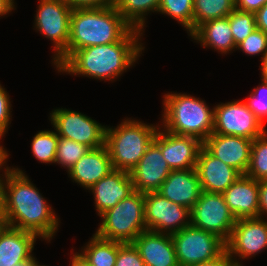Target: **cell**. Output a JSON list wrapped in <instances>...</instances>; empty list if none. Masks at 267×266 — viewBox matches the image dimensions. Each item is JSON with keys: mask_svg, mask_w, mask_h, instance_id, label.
Wrapping results in <instances>:
<instances>
[{"mask_svg": "<svg viewBox=\"0 0 267 266\" xmlns=\"http://www.w3.org/2000/svg\"><path fill=\"white\" fill-rule=\"evenodd\" d=\"M5 225L35 233L50 242L60 220L25 172L12 167L3 178Z\"/></svg>", "mask_w": 267, "mask_h": 266, "instance_id": "6da1fadb", "label": "cell"}, {"mask_svg": "<svg viewBox=\"0 0 267 266\" xmlns=\"http://www.w3.org/2000/svg\"><path fill=\"white\" fill-rule=\"evenodd\" d=\"M143 32L133 28L121 41L75 50L56 70L113 82L139 60Z\"/></svg>", "mask_w": 267, "mask_h": 266, "instance_id": "7a4b0ae2", "label": "cell"}, {"mask_svg": "<svg viewBox=\"0 0 267 266\" xmlns=\"http://www.w3.org/2000/svg\"><path fill=\"white\" fill-rule=\"evenodd\" d=\"M132 29L114 6L73 9L67 50L52 65L57 69L75 50L121 41Z\"/></svg>", "mask_w": 267, "mask_h": 266, "instance_id": "3957f363", "label": "cell"}, {"mask_svg": "<svg viewBox=\"0 0 267 266\" xmlns=\"http://www.w3.org/2000/svg\"><path fill=\"white\" fill-rule=\"evenodd\" d=\"M163 123L160 125L166 131L195 137L204 142L214 128V108L205 100L190 94L168 92L163 97Z\"/></svg>", "mask_w": 267, "mask_h": 266, "instance_id": "277c9868", "label": "cell"}, {"mask_svg": "<svg viewBox=\"0 0 267 266\" xmlns=\"http://www.w3.org/2000/svg\"><path fill=\"white\" fill-rule=\"evenodd\" d=\"M157 125L125 118L114 128L107 126L105 145L113 168L130 172L152 144L160 127Z\"/></svg>", "mask_w": 267, "mask_h": 266, "instance_id": "5b68a950", "label": "cell"}, {"mask_svg": "<svg viewBox=\"0 0 267 266\" xmlns=\"http://www.w3.org/2000/svg\"><path fill=\"white\" fill-rule=\"evenodd\" d=\"M144 209L145 194L134 190L127 198L99 216L102 221L95 234L105 240L132 243L147 230Z\"/></svg>", "mask_w": 267, "mask_h": 266, "instance_id": "8992f818", "label": "cell"}, {"mask_svg": "<svg viewBox=\"0 0 267 266\" xmlns=\"http://www.w3.org/2000/svg\"><path fill=\"white\" fill-rule=\"evenodd\" d=\"M179 266H192L216 259L226 250L217 235L191 224L171 234Z\"/></svg>", "mask_w": 267, "mask_h": 266, "instance_id": "52a82bcc", "label": "cell"}, {"mask_svg": "<svg viewBox=\"0 0 267 266\" xmlns=\"http://www.w3.org/2000/svg\"><path fill=\"white\" fill-rule=\"evenodd\" d=\"M34 29L53 43L52 64L67 50L73 9L65 0H39Z\"/></svg>", "mask_w": 267, "mask_h": 266, "instance_id": "ba28073f", "label": "cell"}, {"mask_svg": "<svg viewBox=\"0 0 267 266\" xmlns=\"http://www.w3.org/2000/svg\"><path fill=\"white\" fill-rule=\"evenodd\" d=\"M49 117L59 137L71 139L90 149L105 145L107 126L95 119L66 108L52 110Z\"/></svg>", "mask_w": 267, "mask_h": 266, "instance_id": "9c48e42d", "label": "cell"}, {"mask_svg": "<svg viewBox=\"0 0 267 266\" xmlns=\"http://www.w3.org/2000/svg\"><path fill=\"white\" fill-rule=\"evenodd\" d=\"M236 218L223 194L203 191L190 210V224L217 235L225 243L230 239Z\"/></svg>", "mask_w": 267, "mask_h": 266, "instance_id": "30bf717a", "label": "cell"}, {"mask_svg": "<svg viewBox=\"0 0 267 266\" xmlns=\"http://www.w3.org/2000/svg\"><path fill=\"white\" fill-rule=\"evenodd\" d=\"M213 108V133L254 140L267 131L266 126L260 122L243 100L220 103Z\"/></svg>", "mask_w": 267, "mask_h": 266, "instance_id": "8fae6325", "label": "cell"}, {"mask_svg": "<svg viewBox=\"0 0 267 266\" xmlns=\"http://www.w3.org/2000/svg\"><path fill=\"white\" fill-rule=\"evenodd\" d=\"M264 218L236 220L230 239L225 243L226 251L236 266H243L242 259H251L267 249V220Z\"/></svg>", "mask_w": 267, "mask_h": 266, "instance_id": "7c38bea8", "label": "cell"}, {"mask_svg": "<svg viewBox=\"0 0 267 266\" xmlns=\"http://www.w3.org/2000/svg\"><path fill=\"white\" fill-rule=\"evenodd\" d=\"M147 230L173 234L190 225V209L173 203L158 192L145 193Z\"/></svg>", "mask_w": 267, "mask_h": 266, "instance_id": "4fadbf2b", "label": "cell"}, {"mask_svg": "<svg viewBox=\"0 0 267 266\" xmlns=\"http://www.w3.org/2000/svg\"><path fill=\"white\" fill-rule=\"evenodd\" d=\"M153 142L160 148L163 158L172 170H187L196 167L203 142L195 137L170 133L159 127Z\"/></svg>", "mask_w": 267, "mask_h": 266, "instance_id": "5bb4252c", "label": "cell"}, {"mask_svg": "<svg viewBox=\"0 0 267 266\" xmlns=\"http://www.w3.org/2000/svg\"><path fill=\"white\" fill-rule=\"evenodd\" d=\"M171 171L160 148L152 142L139 163L129 173L134 190L145 194L157 192Z\"/></svg>", "mask_w": 267, "mask_h": 266, "instance_id": "9a60e30c", "label": "cell"}, {"mask_svg": "<svg viewBox=\"0 0 267 266\" xmlns=\"http://www.w3.org/2000/svg\"><path fill=\"white\" fill-rule=\"evenodd\" d=\"M252 141L241 136L212 133L203 146L213 156L244 175L250 163Z\"/></svg>", "mask_w": 267, "mask_h": 266, "instance_id": "2e32d148", "label": "cell"}, {"mask_svg": "<svg viewBox=\"0 0 267 266\" xmlns=\"http://www.w3.org/2000/svg\"><path fill=\"white\" fill-rule=\"evenodd\" d=\"M196 172L201 189L222 194L241 175L236 169L213 156L204 146L199 151Z\"/></svg>", "mask_w": 267, "mask_h": 266, "instance_id": "e0dca14e", "label": "cell"}, {"mask_svg": "<svg viewBox=\"0 0 267 266\" xmlns=\"http://www.w3.org/2000/svg\"><path fill=\"white\" fill-rule=\"evenodd\" d=\"M88 190L92 192L95 210L100 216L127 198L134 187L129 172L114 169Z\"/></svg>", "mask_w": 267, "mask_h": 266, "instance_id": "ac0fdd59", "label": "cell"}, {"mask_svg": "<svg viewBox=\"0 0 267 266\" xmlns=\"http://www.w3.org/2000/svg\"><path fill=\"white\" fill-rule=\"evenodd\" d=\"M222 194L236 219L259 217V181L240 175Z\"/></svg>", "mask_w": 267, "mask_h": 266, "instance_id": "d6986e66", "label": "cell"}, {"mask_svg": "<svg viewBox=\"0 0 267 266\" xmlns=\"http://www.w3.org/2000/svg\"><path fill=\"white\" fill-rule=\"evenodd\" d=\"M132 244L145 266H179L170 234L146 230Z\"/></svg>", "mask_w": 267, "mask_h": 266, "instance_id": "ffe728a7", "label": "cell"}, {"mask_svg": "<svg viewBox=\"0 0 267 266\" xmlns=\"http://www.w3.org/2000/svg\"><path fill=\"white\" fill-rule=\"evenodd\" d=\"M157 192L191 210L202 192L196 169L172 170Z\"/></svg>", "mask_w": 267, "mask_h": 266, "instance_id": "44dd1931", "label": "cell"}, {"mask_svg": "<svg viewBox=\"0 0 267 266\" xmlns=\"http://www.w3.org/2000/svg\"><path fill=\"white\" fill-rule=\"evenodd\" d=\"M114 170L106 145L90 149L67 172L73 182L88 190Z\"/></svg>", "mask_w": 267, "mask_h": 266, "instance_id": "7402d4cb", "label": "cell"}, {"mask_svg": "<svg viewBox=\"0 0 267 266\" xmlns=\"http://www.w3.org/2000/svg\"><path fill=\"white\" fill-rule=\"evenodd\" d=\"M35 233L7 225L0 226V266H14L33 256Z\"/></svg>", "mask_w": 267, "mask_h": 266, "instance_id": "603a6c76", "label": "cell"}, {"mask_svg": "<svg viewBox=\"0 0 267 266\" xmlns=\"http://www.w3.org/2000/svg\"><path fill=\"white\" fill-rule=\"evenodd\" d=\"M189 36L204 48H212L219 54L236 50L228 16L202 23Z\"/></svg>", "mask_w": 267, "mask_h": 266, "instance_id": "cb8c5ba5", "label": "cell"}, {"mask_svg": "<svg viewBox=\"0 0 267 266\" xmlns=\"http://www.w3.org/2000/svg\"><path fill=\"white\" fill-rule=\"evenodd\" d=\"M85 245L78 252L91 266H115L118 242L93 234Z\"/></svg>", "mask_w": 267, "mask_h": 266, "instance_id": "d4e9b609", "label": "cell"}, {"mask_svg": "<svg viewBox=\"0 0 267 266\" xmlns=\"http://www.w3.org/2000/svg\"><path fill=\"white\" fill-rule=\"evenodd\" d=\"M161 0H115L114 7L135 29L145 31L146 15L158 13Z\"/></svg>", "mask_w": 267, "mask_h": 266, "instance_id": "484cf974", "label": "cell"}, {"mask_svg": "<svg viewBox=\"0 0 267 266\" xmlns=\"http://www.w3.org/2000/svg\"><path fill=\"white\" fill-rule=\"evenodd\" d=\"M235 8V0H193V31L208 20L228 16Z\"/></svg>", "mask_w": 267, "mask_h": 266, "instance_id": "4316f807", "label": "cell"}, {"mask_svg": "<svg viewBox=\"0 0 267 266\" xmlns=\"http://www.w3.org/2000/svg\"><path fill=\"white\" fill-rule=\"evenodd\" d=\"M245 175L256 181L267 180V131L252 141L250 163Z\"/></svg>", "mask_w": 267, "mask_h": 266, "instance_id": "83f0119b", "label": "cell"}, {"mask_svg": "<svg viewBox=\"0 0 267 266\" xmlns=\"http://www.w3.org/2000/svg\"><path fill=\"white\" fill-rule=\"evenodd\" d=\"M158 13L178 21L188 35L193 32V0H161Z\"/></svg>", "mask_w": 267, "mask_h": 266, "instance_id": "f1b7e54d", "label": "cell"}, {"mask_svg": "<svg viewBox=\"0 0 267 266\" xmlns=\"http://www.w3.org/2000/svg\"><path fill=\"white\" fill-rule=\"evenodd\" d=\"M57 146L58 134L55 130L38 131L31 142V150L35 159L46 164H54Z\"/></svg>", "mask_w": 267, "mask_h": 266, "instance_id": "f546056e", "label": "cell"}, {"mask_svg": "<svg viewBox=\"0 0 267 266\" xmlns=\"http://www.w3.org/2000/svg\"><path fill=\"white\" fill-rule=\"evenodd\" d=\"M89 150L90 148L83 144L58 136V146L54 164H59L61 167L66 168L68 172Z\"/></svg>", "mask_w": 267, "mask_h": 266, "instance_id": "4dcf8cb0", "label": "cell"}, {"mask_svg": "<svg viewBox=\"0 0 267 266\" xmlns=\"http://www.w3.org/2000/svg\"><path fill=\"white\" fill-rule=\"evenodd\" d=\"M230 28L235 46L257 29L255 13L234 9L229 15Z\"/></svg>", "mask_w": 267, "mask_h": 266, "instance_id": "1f68e13d", "label": "cell"}, {"mask_svg": "<svg viewBox=\"0 0 267 266\" xmlns=\"http://www.w3.org/2000/svg\"><path fill=\"white\" fill-rule=\"evenodd\" d=\"M261 80V84L253 89L244 102L265 126L267 118V80L263 78Z\"/></svg>", "mask_w": 267, "mask_h": 266, "instance_id": "d6a6232c", "label": "cell"}, {"mask_svg": "<svg viewBox=\"0 0 267 266\" xmlns=\"http://www.w3.org/2000/svg\"><path fill=\"white\" fill-rule=\"evenodd\" d=\"M248 56L262 55L261 62L267 57V34L260 29H255L241 43L236 46Z\"/></svg>", "mask_w": 267, "mask_h": 266, "instance_id": "836d02e7", "label": "cell"}, {"mask_svg": "<svg viewBox=\"0 0 267 266\" xmlns=\"http://www.w3.org/2000/svg\"><path fill=\"white\" fill-rule=\"evenodd\" d=\"M115 266H145L138 250L132 243L118 242Z\"/></svg>", "mask_w": 267, "mask_h": 266, "instance_id": "e575fe53", "label": "cell"}, {"mask_svg": "<svg viewBox=\"0 0 267 266\" xmlns=\"http://www.w3.org/2000/svg\"><path fill=\"white\" fill-rule=\"evenodd\" d=\"M10 99L9 93L0 83V140L8 132V126L11 124L12 104Z\"/></svg>", "mask_w": 267, "mask_h": 266, "instance_id": "d590c367", "label": "cell"}, {"mask_svg": "<svg viewBox=\"0 0 267 266\" xmlns=\"http://www.w3.org/2000/svg\"><path fill=\"white\" fill-rule=\"evenodd\" d=\"M72 9L105 8L114 6L115 0H65Z\"/></svg>", "mask_w": 267, "mask_h": 266, "instance_id": "8d00e7d4", "label": "cell"}, {"mask_svg": "<svg viewBox=\"0 0 267 266\" xmlns=\"http://www.w3.org/2000/svg\"><path fill=\"white\" fill-rule=\"evenodd\" d=\"M267 3V0H235L236 9L256 13Z\"/></svg>", "mask_w": 267, "mask_h": 266, "instance_id": "74e56055", "label": "cell"}, {"mask_svg": "<svg viewBox=\"0 0 267 266\" xmlns=\"http://www.w3.org/2000/svg\"><path fill=\"white\" fill-rule=\"evenodd\" d=\"M259 217L267 215V180L259 181Z\"/></svg>", "mask_w": 267, "mask_h": 266, "instance_id": "f35d334b", "label": "cell"}, {"mask_svg": "<svg viewBox=\"0 0 267 266\" xmlns=\"http://www.w3.org/2000/svg\"><path fill=\"white\" fill-rule=\"evenodd\" d=\"M192 266H236L234 261L229 257L228 252L225 250L220 256L216 259L202 262L200 264L192 265Z\"/></svg>", "mask_w": 267, "mask_h": 266, "instance_id": "ab89813d", "label": "cell"}, {"mask_svg": "<svg viewBox=\"0 0 267 266\" xmlns=\"http://www.w3.org/2000/svg\"><path fill=\"white\" fill-rule=\"evenodd\" d=\"M256 26L267 34V3L255 13Z\"/></svg>", "mask_w": 267, "mask_h": 266, "instance_id": "60d3db41", "label": "cell"}, {"mask_svg": "<svg viewBox=\"0 0 267 266\" xmlns=\"http://www.w3.org/2000/svg\"><path fill=\"white\" fill-rule=\"evenodd\" d=\"M8 151L0 144V171L2 170V174H0V180H3L5 172L10 169L8 165L6 166V163L8 162L7 159L9 158ZM3 166V167H2ZM6 166V167H5ZM4 169V170H3ZM2 175V176H1Z\"/></svg>", "mask_w": 267, "mask_h": 266, "instance_id": "b9f144b4", "label": "cell"}, {"mask_svg": "<svg viewBox=\"0 0 267 266\" xmlns=\"http://www.w3.org/2000/svg\"><path fill=\"white\" fill-rule=\"evenodd\" d=\"M16 9L14 3L10 0H0V17L10 14Z\"/></svg>", "mask_w": 267, "mask_h": 266, "instance_id": "7bdbcfd3", "label": "cell"}, {"mask_svg": "<svg viewBox=\"0 0 267 266\" xmlns=\"http://www.w3.org/2000/svg\"><path fill=\"white\" fill-rule=\"evenodd\" d=\"M72 254L69 266H91L78 252Z\"/></svg>", "mask_w": 267, "mask_h": 266, "instance_id": "ee69618b", "label": "cell"}, {"mask_svg": "<svg viewBox=\"0 0 267 266\" xmlns=\"http://www.w3.org/2000/svg\"><path fill=\"white\" fill-rule=\"evenodd\" d=\"M0 225H5L4 201H3V180H0Z\"/></svg>", "mask_w": 267, "mask_h": 266, "instance_id": "f6af8a7d", "label": "cell"}, {"mask_svg": "<svg viewBox=\"0 0 267 266\" xmlns=\"http://www.w3.org/2000/svg\"><path fill=\"white\" fill-rule=\"evenodd\" d=\"M260 65H261L260 66L261 78L267 80V57L265 58V60L263 62H261Z\"/></svg>", "mask_w": 267, "mask_h": 266, "instance_id": "bcb514c9", "label": "cell"}, {"mask_svg": "<svg viewBox=\"0 0 267 266\" xmlns=\"http://www.w3.org/2000/svg\"><path fill=\"white\" fill-rule=\"evenodd\" d=\"M34 258V255L27 261L21 262L19 264H16L14 266H32V259Z\"/></svg>", "mask_w": 267, "mask_h": 266, "instance_id": "7dc6e473", "label": "cell"}, {"mask_svg": "<svg viewBox=\"0 0 267 266\" xmlns=\"http://www.w3.org/2000/svg\"><path fill=\"white\" fill-rule=\"evenodd\" d=\"M32 266H47V265H40L39 262L37 261L36 257L32 259Z\"/></svg>", "mask_w": 267, "mask_h": 266, "instance_id": "c3c4849f", "label": "cell"}]
</instances>
